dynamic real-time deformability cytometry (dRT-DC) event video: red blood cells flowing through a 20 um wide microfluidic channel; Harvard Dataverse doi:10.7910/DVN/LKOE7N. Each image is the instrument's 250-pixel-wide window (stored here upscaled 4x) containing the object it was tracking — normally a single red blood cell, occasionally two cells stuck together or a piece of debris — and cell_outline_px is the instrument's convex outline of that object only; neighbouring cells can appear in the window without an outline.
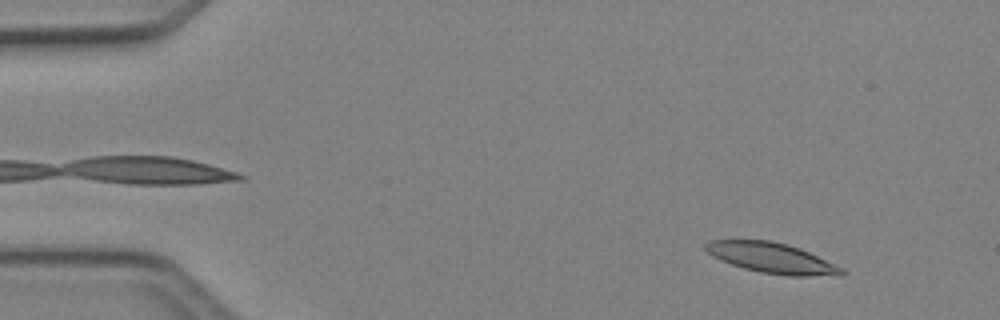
{"species": "Egyptian fruit bat (a non-hibernating species)", "species_latin": "Rousettus aegyptiacus", "temperature_condition": "cold", "stored_images_in_passage": 48, "camera_frame_rate_fps": 3000, "um_per_image_px": 0.085, "animal": {"sex": "female"}, "frame": {"image": 1, "passage_image": 5, "time_ms": 1.333, "image_size_px": [1000, 320], "cell_outline_px": [[848, 272], [840, 276], [788, 276], [760, 272], [744, 268], [720, 260], [712, 256], [704, 248], [704, 244], [708, 240], [768, 240], [788, 244], [800, 248], [844, 268]], "centroid_in_image_um": [65.64, 21.93], "position_along_channel_um": 19.4, "area_um2": 24.28}}
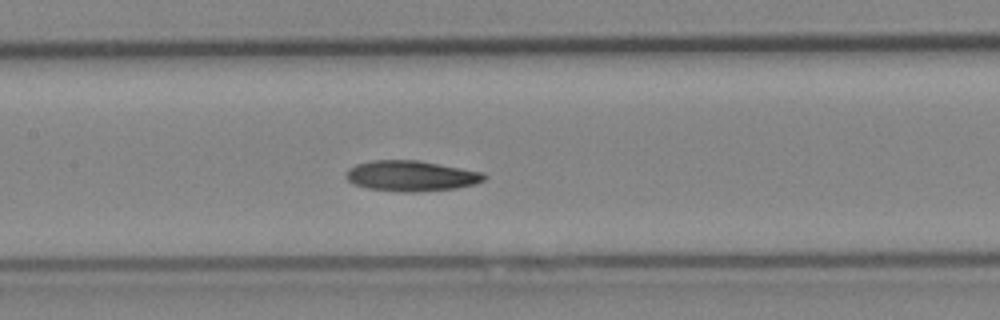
{"frame": {"image": 2, "passage_image": 23, "time_ms": 7.333, "image_size_px": [1000, 320], "cell_outline_px": [[488, 176], [484, 180], [476, 184], [456, 188], [412, 192], [400, 192], [368, 188], [352, 184], [344, 176], [348, 168], [356, 164], [372, 160], [416, 160], [484, 172]], "centroid_in_image_um": [34.93, 14.95], "position_along_channel_um": 172.5, "area_um2": 24.68}}
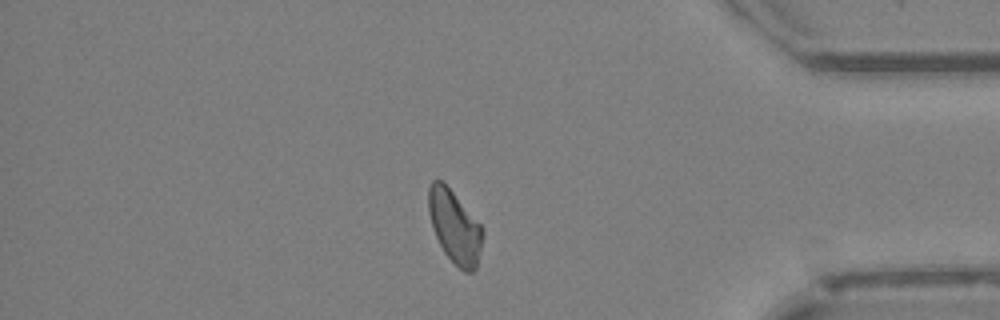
{"frame": {"image": 3, "passage_image": 41, "time_ms": 13.333, "image_size_px": [1000, 320], "cell_outline_px": [[484, 232], [476, 268], [472, 272], [464, 272], [444, 252], [432, 228], [428, 212], [428, 188], [432, 180], [440, 180], [452, 192], [484, 228]], "centroid_in_image_um": [38.64, 19.28], "position_along_channel_um": 396.6, "area_um2": 22.6}, "authors_computed_cell_mechanics": {"area_um2": 23.7847, "velocity_mm_per_s": 4.2022, "shape_relaxation_time_tau1_ms": 6.4425, "shape_relaxation_time_tau2_ms": null, "deformation_change_tau1": 0.1489, "deformation_change_tau2": null}}